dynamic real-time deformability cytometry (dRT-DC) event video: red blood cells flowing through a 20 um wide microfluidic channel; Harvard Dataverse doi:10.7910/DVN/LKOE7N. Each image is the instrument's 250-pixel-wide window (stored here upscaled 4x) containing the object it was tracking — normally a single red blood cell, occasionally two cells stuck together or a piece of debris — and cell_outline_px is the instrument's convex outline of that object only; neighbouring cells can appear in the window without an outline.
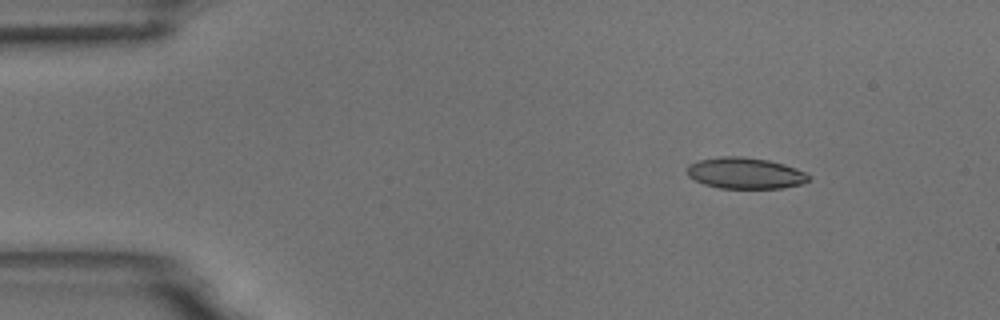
{"species": "common noctule bat (a hibernating species)", "species_latin": "Nyctalus noctula", "temperature_condition": "room temperature", "stored_images_in_passage": 9, "camera_frame_rate_fps": 3000, "um_per_image_px": 0.085, "animal": {"sex": "male", "body_mass_g": 18.8}, "frame": {"image": 1, "passage_image": 1, "time_ms": 0.0, "image_size_px": [1000, 320], "cell_outline_px": [[812, 176], [808, 180], [800, 184], [784, 188], [720, 188], [704, 184], [688, 176], [688, 164], [700, 160], [720, 156], [740, 156], [768, 160], [784, 164], [796, 168]], "centroid_in_image_um": [63.36, 14.71], "position_along_channel_um": 21.6, "area_um2": 22.02}}
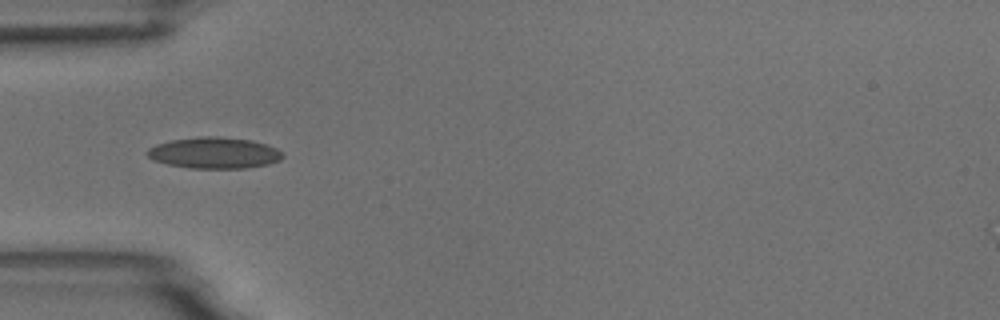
{"frame": {"image": 2, "passage_image": 4, "time_ms": 3.333, "image_size_px": [1000, 320], "cell_outline_px": [[284, 156], [280, 160], [268, 164], [248, 168], [192, 168], [168, 164], [152, 160], [144, 152], [148, 148], [156, 144], [172, 140], [200, 136], [216, 136], [252, 140], [268, 144], [276, 148]], "centroid_in_image_um": [18.2, 12.99], "position_along_channel_um": 66.8, "area_um2": 24.74}}
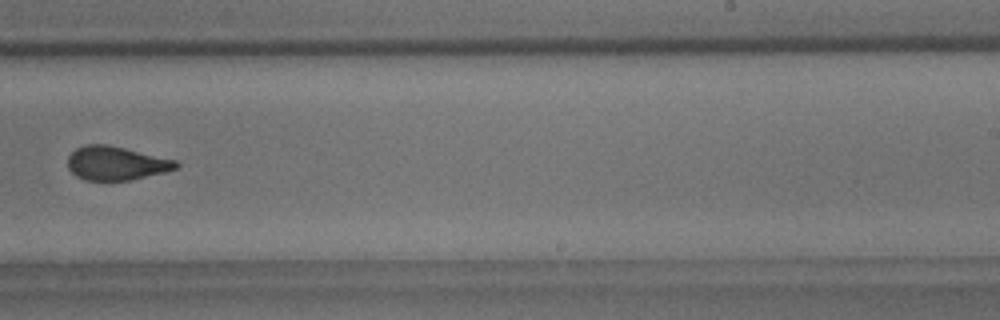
{"frame": {"image": 3, "passage_image": 9, "time_ms": 9.0, "image_size_px": [1000, 320], "cell_outline_px": [[180, 168], [132, 180], [84, 180], [76, 176], [68, 168], [68, 156], [76, 148], [84, 144], [108, 144], [176, 160], [180, 164]], "centroid_in_image_um": [9.88, 13.87], "position_along_channel_um": 279.1, "area_um2": 21.44}}